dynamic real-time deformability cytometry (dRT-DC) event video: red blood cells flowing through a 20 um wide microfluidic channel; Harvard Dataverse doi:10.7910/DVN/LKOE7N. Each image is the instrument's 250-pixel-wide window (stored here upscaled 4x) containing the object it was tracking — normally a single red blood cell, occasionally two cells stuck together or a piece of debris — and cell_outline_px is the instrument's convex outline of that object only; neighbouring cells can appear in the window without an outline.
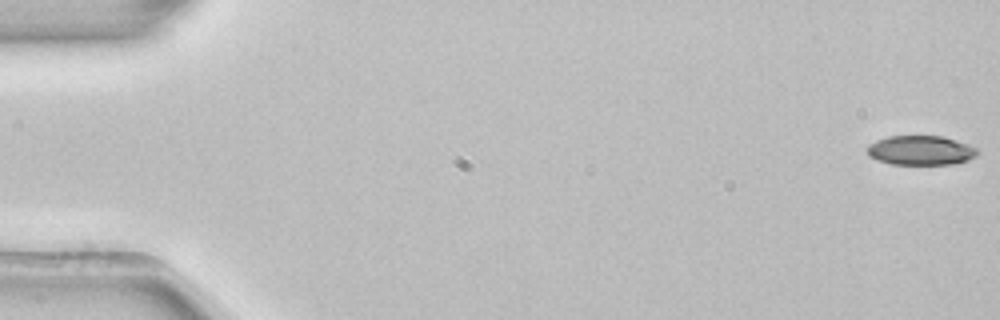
{"species": "common noctule bat (a hibernating species)", "species_latin": "Nyctalus noctula", "temperature_condition": "room temperature", "stored_images_in_passage": 53, "camera_frame_rate_fps": 3000, "um_per_image_px": 0.085, "animal": {"sex": "female", "body_mass_g": 22.7, "forearm_length_mm": 54.2}, "frame": {"image": 1, "passage_image": 1, "time_ms": 0.0, "image_size_px": [1000, 320], "cell_outline_px": [[980, 152], [976, 156], [968, 160], [952, 164], [892, 164], [876, 160], [868, 156], [868, 144], [876, 140], [888, 136], [944, 136], [968, 144], [976, 148]], "centroid_in_image_um": [78.26, 12.78], "position_along_channel_um": 6.7, "area_um2": 19.02}}
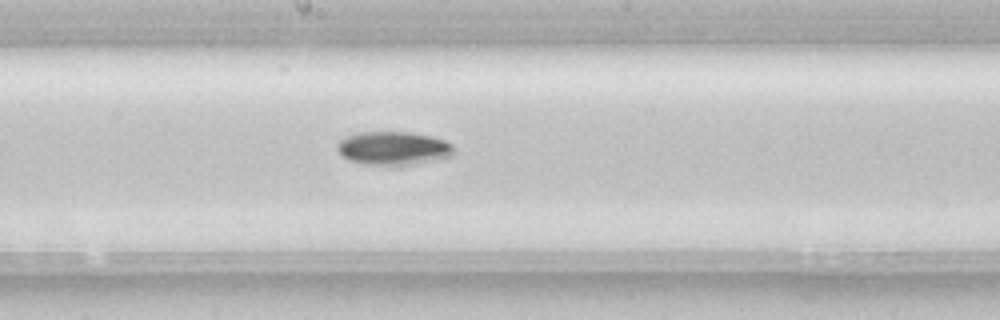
{"frame": {"image": 2, "passage_image": 29, "time_ms": 9.333, "image_size_px": [1000, 320], "cell_outline_px": [[456, 152], [452, 156], [416, 164], [364, 164], [348, 160], [336, 148], [336, 144], [340, 140], [348, 136], [360, 132], [412, 132], [432, 136], [444, 140], [452, 144], [456, 148]], "centroid_in_image_um": [33.49, 12.59], "position_along_channel_um": 214.7, "area_um2": 22.72}}
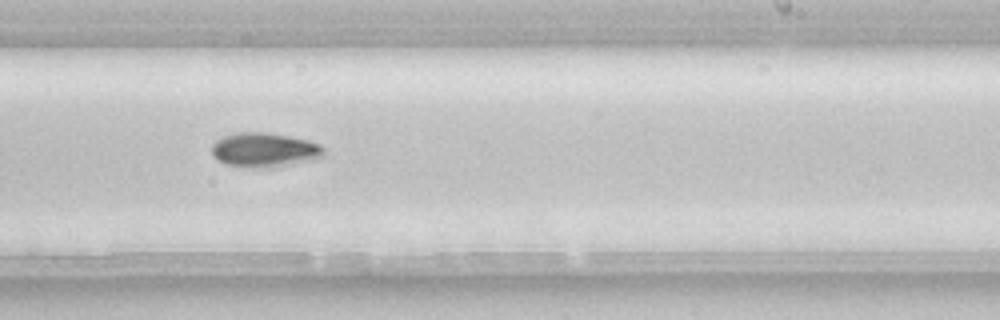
{"frame": {"image": 3, "passage_image": 33, "time_ms": 10.667, "image_size_px": [1000, 320], "cell_outline_px": [[324, 156], [312, 160], [276, 168], [252, 168], [228, 164], [216, 160], [212, 156], [212, 144], [216, 140], [224, 136], [236, 132], [264, 132], [288, 136], [308, 140], [320, 144], [324, 148]], "centroid_in_image_um": [22.48, 12.76], "position_along_channel_um": 266.5, "area_um2": 22.77}, "authors_computed_cell_mechanics": {"area_um2": 20.8658, "velocity_mm_per_s": 3.9086, "shape_relaxation_time_tau1_ms": 3.2276, "shape_relaxation_time_tau2_ms": null, "deformation_change_tau1": 0.1104, "deformation_change_tau2": null}}